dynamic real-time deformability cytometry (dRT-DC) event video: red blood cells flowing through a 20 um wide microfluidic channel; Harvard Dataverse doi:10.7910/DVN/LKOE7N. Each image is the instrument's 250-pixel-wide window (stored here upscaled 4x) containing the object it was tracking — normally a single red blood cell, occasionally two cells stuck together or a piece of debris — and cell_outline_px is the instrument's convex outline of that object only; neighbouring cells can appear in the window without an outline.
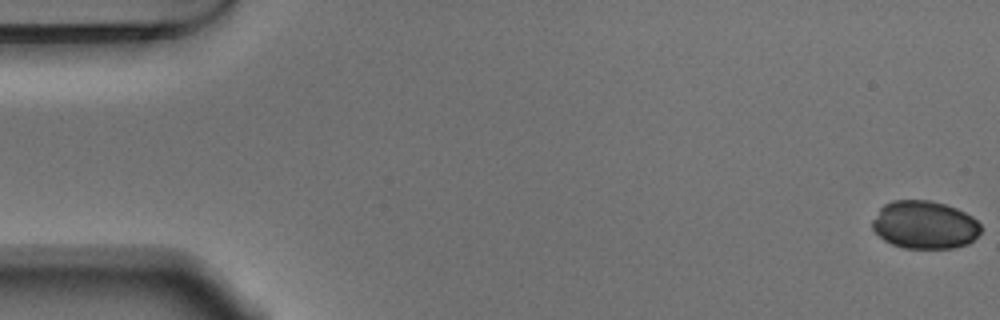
{"species": "Egyptian fruit bat (a non-hibernating species)", "species_latin": "Rousettus aegyptiacus", "temperature_condition": "warm", "stored_images_in_passage": 54, "camera_frame_rate_fps": 3000, "um_per_image_px": 0.085, "animal": {"sex": "male"}, "frame": {"image": 1, "passage_image": 1, "time_ms": 0.0, "image_size_px": [1000, 320], "cell_outline_px": [[980, 232], [968, 244], [952, 248], [904, 248], [892, 244], [884, 240], [872, 232], [872, 220], [880, 208], [884, 204], [892, 200], [932, 200], [956, 208], [972, 216], [980, 224]], "centroid_in_image_um": [78.55, 19.11], "position_along_channel_um": 6.4, "area_um2": 30.46}}
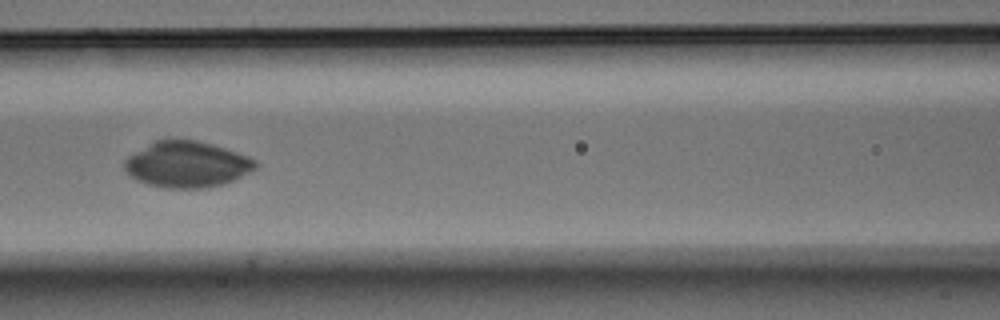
{"frame": {"image": 2, "passage_image": 24, "time_ms": 7.667, "image_size_px": [1000, 320], "cell_outline_px": [[260, 164], [256, 168], [224, 184], [208, 188], [164, 188], [148, 184], [136, 180], [124, 168], [124, 160], [128, 156], [148, 144], [156, 140], [196, 140], [212, 144], [248, 156], [256, 160]], "centroid_in_image_um": [15.89, 13.98], "position_along_channel_um": 150.7, "area_um2": 34.97}}
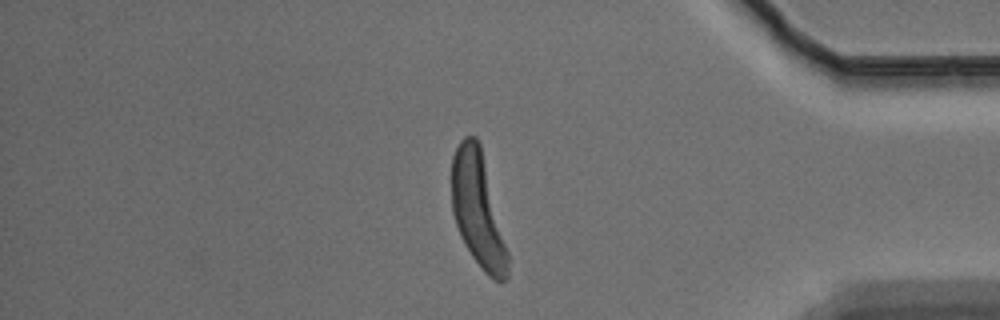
{"frame": {"image": 3, "passage_image": 46, "time_ms": 15.0, "image_size_px": [1000, 320], "cell_outline_px": [[508, 276], [504, 280], [492, 280], [484, 272], [472, 256], [460, 236], [452, 212], [452, 156], [460, 140], [464, 136], [476, 136], [480, 144], [508, 252]], "centroid_in_image_um": [40.6, 17.83], "position_along_channel_um": 394.6, "area_um2": 36.99}}